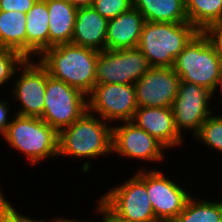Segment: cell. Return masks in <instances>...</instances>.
Returning <instances> with one entry per match:
<instances>
[{
	"label": "cell",
	"instance_id": "cell-1",
	"mask_svg": "<svg viewBox=\"0 0 222 222\" xmlns=\"http://www.w3.org/2000/svg\"><path fill=\"white\" fill-rule=\"evenodd\" d=\"M111 155L112 124L88 110L70 126L58 132V160L70 158L71 161H82L79 169L83 175H88L93 170V160L98 158L100 162V158L113 157Z\"/></svg>",
	"mask_w": 222,
	"mask_h": 222
},
{
	"label": "cell",
	"instance_id": "cell-2",
	"mask_svg": "<svg viewBox=\"0 0 222 222\" xmlns=\"http://www.w3.org/2000/svg\"><path fill=\"white\" fill-rule=\"evenodd\" d=\"M99 51L71 43L47 48L36 59L48 74L88 96L96 85Z\"/></svg>",
	"mask_w": 222,
	"mask_h": 222
},
{
	"label": "cell",
	"instance_id": "cell-3",
	"mask_svg": "<svg viewBox=\"0 0 222 222\" xmlns=\"http://www.w3.org/2000/svg\"><path fill=\"white\" fill-rule=\"evenodd\" d=\"M1 139L12 153L24 156L27 166L58 159V132L39 117L13 115Z\"/></svg>",
	"mask_w": 222,
	"mask_h": 222
},
{
	"label": "cell",
	"instance_id": "cell-4",
	"mask_svg": "<svg viewBox=\"0 0 222 222\" xmlns=\"http://www.w3.org/2000/svg\"><path fill=\"white\" fill-rule=\"evenodd\" d=\"M199 31L189 22H147L137 48L151 67H173L175 59Z\"/></svg>",
	"mask_w": 222,
	"mask_h": 222
},
{
	"label": "cell",
	"instance_id": "cell-5",
	"mask_svg": "<svg viewBox=\"0 0 222 222\" xmlns=\"http://www.w3.org/2000/svg\"><path fill=\"white\" fill-rule=\"evenodd\" d=\"M181 81L216 92L221 81L222 58L203 32H198L175 59L173 66Z\"/></svg>",
	"mask_w": 222,
	"mask_h": 222
},
{
	"label": "cell",
	"instance_id": "cell-6",
	"mask_svg": "<svg viewBox=\"0 0 222 222\" xmlns=\"http://www.w3.org/2000/svg\"><path fill=\"white\" fill-rule=\"evenodd\" d=\"M134 171L123 182L119 181V184L108 188L105 194L99 195L97 200L113 216L123 221L159 222L146 189V169Z\"/></svg>",
	"mask_w": 222,
	"mask_h": 222
},
{
	"label": "cell",
	"instance_id": "cell-7",
	"mask_svg": "<svg viewBox=\"0 0 222 222\" xmlns=\"http://www.w3.org/2000/svg\"><path fill=\"white\" fill-rule=\"evenodd\" d=\"M168 149L161 144L155 137L148 134L142 128H139L131 121L118 122L112 125V155H117L120 159L130 161L136 160L139 165L136 170L140 169H159L156 166L149 168L148 164L161 165L165 164L164 160H169ZM167 155V156H166ZM167 157V159H165ZM143 161V162H141ZM147 166V168H146Z\"/></svg>",
	"mask_w": 222,
	"mask_h": 222
},
{
	"label": "cell",
	"instance_id": "cell-8",
	"mask_svg": "<svg viewBox=\"0 0 222 222\" xmlns=\"http://www.w3.org/2000/svg\"><path fill=\"white\" fill-rule=\"evenodd\" d=\"M49 76L37 59L24 60L16 69L9 90L11 92H8L12 103L15 101L12 104L15 114L39 118L43 115L46 80Z\"/></svg>",
	"mask_w": 222,
	"mask_h": 222
},
{
	"label": "cell",
	"instance_id": "cell-9",
	"mask_svg": "<svg viewBox=\"0 0 222 222\" xmlns=\"http://www.w3.org/2000/svg\"><path fill=\"white\" fill-rule=\"evenodd\" d=\"M214 94L207 88L197 84L180 81L177 97L174 100L172 110L175 127L186 141H190L199 133L202 124L216 110ZM192 133H191V132ZM190 133L187 138L185 134Z\"/></svg>",
	"mask_w": 222,
	"mask_h": 222
},
{
	"label": "cell",
	"instance_id": "cell-10",
	"mask_svg": "<svg viewBox=\"0 0 222 222\" xmlns=\"http://www.w3.org/2000/svg\"><path fill=\"white\" fill-rule=\"evenodd\" d=\"M167 176L163 170L146 169V189L159 222H173L196 192L187 188L188 183L185 181L183 184V181L177 177L175 179L172 174Z\"/></svg>",
	"mask_w": 222,
	"mask_h": 222
},
{
	"label": "cell",
	"instance_id": "cell-11",
	"mask_svg": "<svg viewBox=\"0 0 222 222\" xmlns=\"http://www.w3.org/2000/svg\"><path fill=\"white\" fill-rule=\"evenodd\" d=\"M87 110V96L63 81L46 80L44 112L40 117L57 132L74 123Z\"/></svg>",
	"mask_w": 222,
	"mask_h": 222
},
{
	"label": "cell",
	"instance_id": "cell-12",
	"mask_svg": "<svg viewBox=\"0 0 222 222\" xmlns=\"http://www.w3.org/2000/svg\"><path fill=\"white\" fill-rule=\"evenodd\" d=\"M137 108L134 84H96L87 96V110L112 125L131 121Z\"/></svg>",
	"mask_w": 222,
	"mask_h": 222
},
{
	"label": "cell",
	"instance_id": "cell-13",
	"mask_svg": "<svg viewBox=\"0 0 222 222\" xmlns=\"http://www.w3.org/2000/svg\"><path fill=\"white\" fill-rule=\"evenodd\" d=\"M146 56L138 49L99 51L96 84H134L149 69Z\"/></svg>",
	"mask_w": 222,
	"mask_h": 222
},
{
	"label": "cell",
	"instance_id": "cell-14",
	"mask_svg": "<svg viewBox=\"0 0 222 222\" xmlns=\"http://www.w3.org/2000/svg\"><path fill=\"white\" fill-rule=\"evenodd\" d=\"M180 81L173 67H151L134 83L137 106L172 108Z\"/></svg>",
	"mask_w": 222,
	"mask_h": 222
},
{
	"label": "cell",
	"instance_id": "cell-15",
	"mask_svg": "<svg viewBox=\"0 0 222 222\" xmlns=\"http://www.w3.org/2000/svg\"><path fill=\"white\" fill-rule=\"evenodd\" d=\"M131 122L155 137L168 151L180 150L188 143L175 127L172 108L138 107Z\"/></svg>",
	"mask_w": 222,
	"mask_h": 222
},
{
	"label": "cell",
	"instance_id": "cell-16",
	"mask_svg": "<svg viewBox=\"0 0 222 222\" xmlns=\"http://www.w3.org/2000/svg\"><path fill=\"white\" fill-rule=\"evenodd\" d=\"M145 20L143 15L134 7L110 19L107 26L105 49L137 48Z\"/></svg>",
	"mask_w": 222,
	"mask_h": 222
},
{
	"label": "cell",
	"instance_id": "cell-17",
	"mask_svg": "<svg viewBox=\"0 0 222 222\" xmlns=\"http://www.w3.org/2000/svg\"><path fill=\"white\" fill-rule=\"evenodd\" d=\"M108 21L93 7L78 8L71 44L98 51L104 50Z\"/></svg>",
	"mask_w": 222,
	"mask_h": 222
},
{
	"label": "cell",
	"instance_id": "cell-18",
	"mask_svg": "<svg viewBox=\"0 0 222 222\" xmlns=\"http://www.w3.org/2000/svg\"><path fill=\"white\" fill-rule=\"evenodd\" d=\"M49 13L45 0H37L26 14V59H36L49 48Z\"/></svg>",
	"mask_w": 222,
	"mask_h": 222
},
{
	"label": "cell",
	"instance_id": "cell-19",
	"mask_svg": "<svg viewBox=\"0 0 222 222\" xmlns=\"http://www.w3.org/2000/svg\"><path fill=\"white\" fill-rule=\"evenodd\" d=\"M49 13V48L71 43L77 7L64 0H45Z\"/></svg>",
	"mask_w": 222,
	"mask_h": 222
},
{
	"label": "cell",
	"instance_id": "cell-20",
	"mask_svg": "<svg viewBox=\"0 0 222 222\" xmlns=\"http://www.w3.org/2000/svg\"><path fill=\"white\" fill-rule=\"evenodd\" d=\"M147 22L186 23L185 0H133Z\"/></svg>",
	"mask_w": 222,
	"mask_h": 222
},
{
	"label": "cell",
	"instance_id": "cell-21",
	"mask_svg": "<svg viewBox=\"0 0 222 222\" xmlns=\"http://www.w3.org/2000/svg\"><path fill=\"white\" fill-rule=\"evenodd\" d=\"M0 47L12 49L26 59V13L0 10Z\"/></svg>",
	"mask_w": 222,
	"mask_h": 222
},
{
	"label": "cell",
	"instance_id": "cell-22",
	"mask_svg": "<svg viewBox=\"0 0 222 222\" xmlns=\"http://www.w3.org/2000/svg\"><path fill=\"white\" fill-rule=\"evenodd\" d=\"M196 196L194 193L188 199L183 211L173 222H222V195H219V199L216 196L217 199Z\"/></svg>",
	"mask_w": 222,
	"mask_h": 222
},
{
	"label": "cell",
	"instance_id": "cell-23",
	"mask_svg": "<svg viewBox=\"0 0 222 222\" xmlns=\"http://www.w3.org/2000/svg\"><path fill=\"white\" fill-rule=\"evenodd\" d=\"M187 19L198 31L222 20V0H185Z\"/></svg>",
	"mask_w": 222,
	"mask_h": 222
},
{
	"label": "cell",
	"instance_id": "cell-24",
	"mask_svg": "<svg viewBox=\"0 0 222 222\" xmlns=\"http://www.w3.org/2000/svg\"><path fill=\"white\" fill-rule=\"evenodd\" d=\"M216 110L202 124L199 133L193 138L197 145L201 143L207 151L210 149L222 156V113ZM217 112V113H216ZM209 149V150H208ZM215 151V152H214Z\"/></svg>",
	"mask_w": 222,
	"mask_h": 222
},
{
	"label": "cell",
	"instance_id": "cell-25",
	"mask_svg": "<svg viewBox=\"0 0 222 222\" xmlns=\"http://www.w3.org/2000/svg\"><path fill=\"white\" fill-rule=\"evenodd\" d=\"M24 60L25 58L22 57L18 52L9 48L0 47V92L2 91L1 93L5 94V92L7 93V91L10 89L14 73L16 69L24 62ZM6 87L8 88V90Z\"/></svg>",
	"mask_w": 222,
	"mask_h": 222
},
{
	"label": "cell",
	"instance_id": "cell-26",
	"mask_svg": "<svg viewBox=\"0 0 222 222\" xmlns=\"http://www.w3.org/2000/svg\"><path fill=\"white\" fill-rule=\"evenodd\" d=\"M2 189L3 187L0 185V222H37L39 220L30 216V214H28L29 216L25 213L23 214L20 208H16L15 204L10 202L9 198L4 195Z\"/></svg>",
	"mask_w": 222,
	"mask_h": 222
},
{
	"label": "cell",
	"instance_id": "cell-27",
	"mask_svg": "<svg viewBox=\"0 0 222 222\" xmlns=\"http://www.w3.org/2000/svg\"><path fill=\"white\" fill-rule=\"evenodd\" d=\"M92 7L110 20L133 7V0H94Z\"/></svg>",
	"mask_w": 222,
	"mask_h": 222
},
{
	"label": "cell",
	"instance_id": "cell-28",
	"mask_svg": "<svg viewBox=\"0 0 222 222\" xmlns=\"http://www.w3.org/2000/svg\"><path fill=\"white\" fill-rule=\"evenodd\" d=\"M2 95L4 96V94L0 93V139L6 133L7 127L13 118L12 115H15V112H13L14 107L11 105L12 100L9 99L10 96L3 97ZM0 142L3 144L2 140Z\"/></svg>",
	"mask_w": 222,
	"mask_h": 222
},
{
	"label": "cell",
	"instance_id": "cell-29",
	"mask_svg": "<svg viewBox=\"0 0 222 222\" xmlns=\"http://www.w3.org/2000/svg\"><path fill=\"white\" fill-rule=\"evenodd\" d=\"M203 33L208 37L215 51L222 58V20L210 24Z\"/></svg>",
	"mask_w": 222,
	"mask_h": 222
},
{
	"label": "cell",
	"instance_id": "cell-30",
	"mask_svg": "<svg viewBox=\"0 0 222 222\" xmlns=\"http://www.w3.org/2000/svg\"><path fill=\"white\" fill-rule=\"evenodd\" d=\"M37 0H0L1 11H19L28 13Z\"/></svg>",
	"mask_w": 222,
	"mask_h": 222
},
{
	"label": "cell",
	"instance_id": "cell-31",
	"mask_svg": "<svg viewBox=\"0 0 222 222\" xmlns=\"http://www.w3.org/2000/svg\"><path fill=\"white\" fill-rule=\"evenodd\" d=\"M95 204H96V206L94 205V210H93V214L96 216H98V219H99V217H100V222H101V203L97 200V198H96V200H95ZM96 213V214H95ZM93 220H92V218L90 219V221H88L87 219H84L83 220V218L80 220V219H76L75 217L74 218H70V217H68L67 218V216H65L64 217V222H92ZM95 222V221H94Z\"/></svg>",
	"mask_w": 222,
	"mask_h": 222
},
{
	"label": "cell",
	"instance_id": "cell-32",
	"mask_svg": "<svg viewBox=\"0 0 222 222\" xmlns=\"http://www.w3.org/2000/svg\"><path fill=\"white\" fill-rule=\"evenodd\" d=\"M101 222H127L113 216L102 204H101Z\"/></svg>",
	"mask_w": 222,
	"mask_h": 222
},
{
	"label": "cell",
	"instance_id": "cell-33",
	"mask_svg": "<svg viewBox=\"0 0 222 222\" xmlns=\"http://www.w3.org/2000/svg\"><path fill=\"white\" fill-rule=\"evenodd\" d=\"M71 5L80 8V7H92L94 0H64Z\"/></svg>",
	"mask_w": 222,
	"mask_h": 222
},
{
	"label": "cell",
	"instance_id": "cell-34",
	"mask_svg": "<svg viewBox=\"0 0 222 222\" xmlns=\"http://www.w3.org/2000/svg\"><path fill=\"white\" fill-rule=\"evenodd\" d=\"M219 94V95H218ZM217 95L219 96L217 99H216V97H217ZM219 99H221L220 100V102L222 101V73H221V81H220V83H219V86H218V88H217V90H216V92L214 93V103H217L218 101H219ZM217 100V101H216ZM219 102V104L220 105H218V104H216V105H214V106H218V107H215L214 109L215 110H217L216 108H221L222 107V105H221V103ZM221 106V107H220ZM220 111V113H222L221 111H222V109H219Z\"/></svg>",
	"mask_w": 222,
	"mask_h": 222
},
{
	"label": "cell",
	"instance_id": "cell-35",
	"mask_svg": "<svg viewBox=\"0 0 222 222\" xmlns=\"http://www.w3.org/2000/svg\"><path fill=\"white\" fill-rule=\"evenodd\" d=\"M59 216H61V217H59ZM59 216L58 217L52 216V217H50V220H49V218H46V219L40 218L37 222H64V216L62 217L61 214Z\"/></svg>",
	"mask_w": 222,
	"mask_h": 222
}]
</instances>
